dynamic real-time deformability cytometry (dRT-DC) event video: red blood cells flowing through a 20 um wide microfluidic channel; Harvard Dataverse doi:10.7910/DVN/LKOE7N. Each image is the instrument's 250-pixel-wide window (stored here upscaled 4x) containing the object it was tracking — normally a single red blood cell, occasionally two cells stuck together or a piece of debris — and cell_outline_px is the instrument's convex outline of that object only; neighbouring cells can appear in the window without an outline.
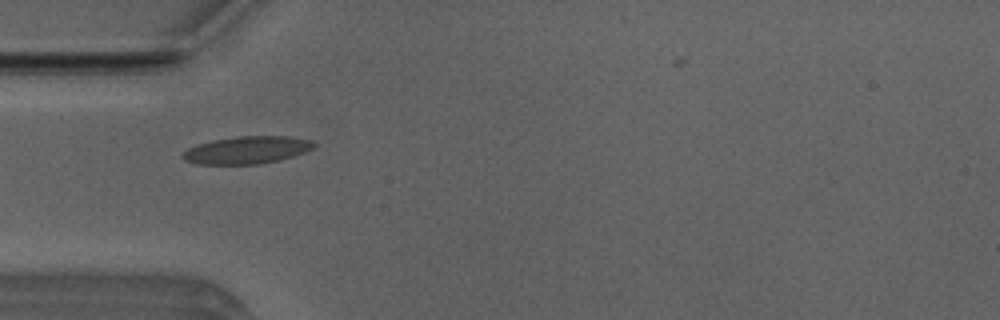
{"species": "Egyptian fruit bat (a non-hibernating species)", "species_latin": "Rousettus aegyptiacus", "temperature_condition": "room temperature", "stored_images_in_passage": 34, "camera_frame_rate_fps": 3000, "um_per_image_px": 0.085, "animal": {"sex": "male"}, "frame": {"image": 1, "passage_image": 5, "time_ms": 1.333, "image_size_px": [1000, 320], "cell_outline_px": [[316, 144], [312, 148], [304, 152], [280, 160], [260, 164], [196, 164], [184, 160], [180, 156], [188, 148], [196, 144], [212, 140], [236, 136], [288, 136], [312, 140]], "centroid_in_image_um": [20.96, 12.75], "position_along_channel_um": 64.0, "area_um2": 21.1}}
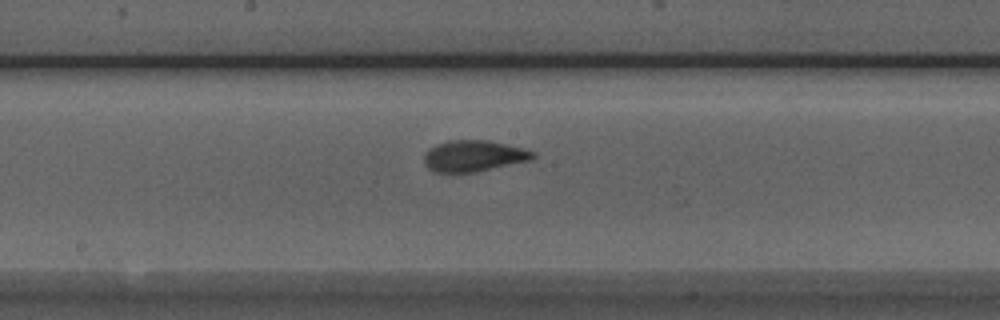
{"frame": {"image": 2, "passage_image": 16, "time_ms": 5.0, "image_size_px": [1000, 320], "cell_outline_px": [[536, 156], [532, 160], [476, 172], [436, 172], [428, 168], [424, 164], [424, 152], [428, 148], [436, 144], [448, 140], [488, 140], [524, 148], [536, 152]], "centroid_in_image_um": [40.27, 13.25], "position_along_channel_um": 207.9, "area_um2": 20.06}}
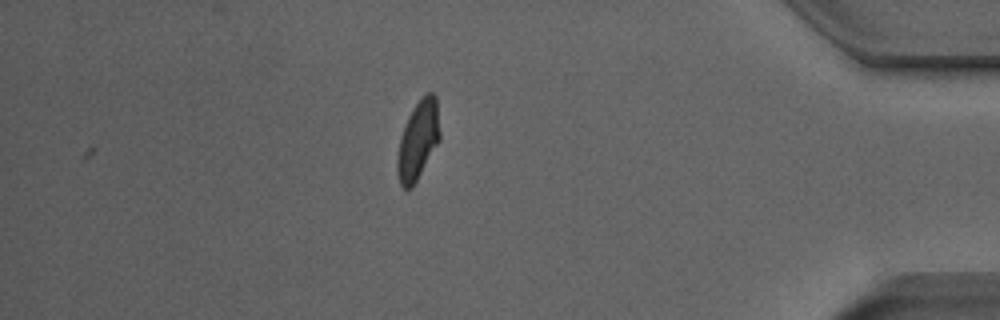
{"frame": {"image": 3, "passage_image": 34, "time_ms": 11.0, "image_size_px": [1000, 320], "cell_outline_px": [[440, 140], [412, 188], [404, 188], [400, 184], [396, 172], [396, 160], [400, 136], [408, 116], [412, 108], [424, 92], [432, 92], [436, 96], [440, 132]], "centroid_in_image_um": [35.52, 11.89], "position_along_channel_um": 399.7, "area_um2": 19.77}, "authors_computed_cell_mechanics": {"area_um2": 19.5364, "velocity_mm_per_s": 3.926, "shape_relaxation_time_tau1_ms": 7.1343, "shape_relaxation_time_tau2_ms": 0.8095, "deformation_change_tau1": 0.1899, "deformation_change_tau2": 0.0538}}